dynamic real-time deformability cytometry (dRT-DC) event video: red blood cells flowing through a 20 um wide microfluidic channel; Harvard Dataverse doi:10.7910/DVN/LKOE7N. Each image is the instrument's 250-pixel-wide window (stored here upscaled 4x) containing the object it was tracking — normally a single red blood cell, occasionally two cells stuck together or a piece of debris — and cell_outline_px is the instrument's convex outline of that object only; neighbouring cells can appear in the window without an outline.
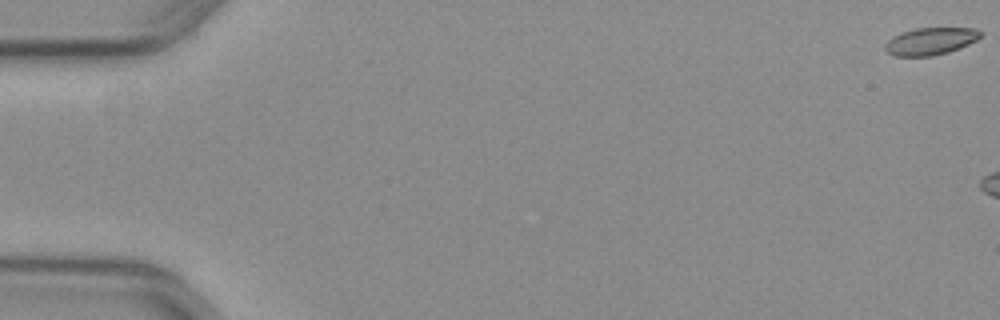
{"species": "common noctule bat (a hibernating species)", "species_latin": "Nyctalus noctula", "temperature_condition": "warm", "stored_images_in_passage": 9, "camera_frame_rate_fps": 3000, "um_per_image_px": 0.085, "animal": {"sex": "female", "body_mass_g": 29.2, "forearm_length_mm": 56.3}, "frame": {"image": 1, "passage_image": 1, "time_ms": 0.0, "image_size_px": [1000, 320], "cell_outline_px": [[984, 32], [976, 40], [960, 48], [948, 52], [932, 56], [892, 56], [884, 48], [884, 44], [892, 36], [900, 32], [916, 28], [976, 28]], "centroid_in_image_um": [79.07, 3.5], "position_along_channel_um": 5.9, "area_um2": 15.32}}